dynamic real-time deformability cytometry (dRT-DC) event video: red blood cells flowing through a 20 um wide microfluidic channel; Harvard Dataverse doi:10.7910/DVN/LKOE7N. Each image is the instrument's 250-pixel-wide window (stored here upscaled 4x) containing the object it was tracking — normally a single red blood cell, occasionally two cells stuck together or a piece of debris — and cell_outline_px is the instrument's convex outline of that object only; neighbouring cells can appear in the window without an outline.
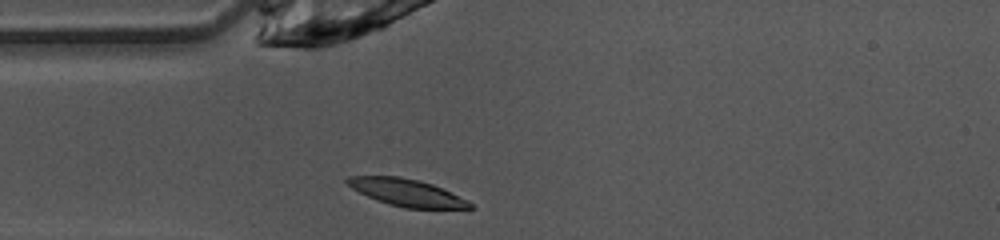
{"species": "common noctule bat (a hibernating species)", "species_latin": "Nyctalus noctula", "temperature_condition": "warm", "stored_images_in_passage": 37, "camera_frame_rate_fps": 3000, "um_per_image_px": 0.085, "animal": {"sex": "female", "body_mass_g": 10.0, "forearm_length_mm": 53.1}, "frame": {"image": 1, "passage_image": 1, "time_ms": 0.0, "image_size_px": [1000, 240], "cell_outline_px": [[476, 208], [404, 208], [388, 204], [368, 196], [352, 188], [344, 180], [348, 176], [400, 176], [432, 184], [468, 200]], "centroid_in_image_um": [34.57, 16.36], "position_along_channel_um": 50.4, "area_um2": 19.13}}
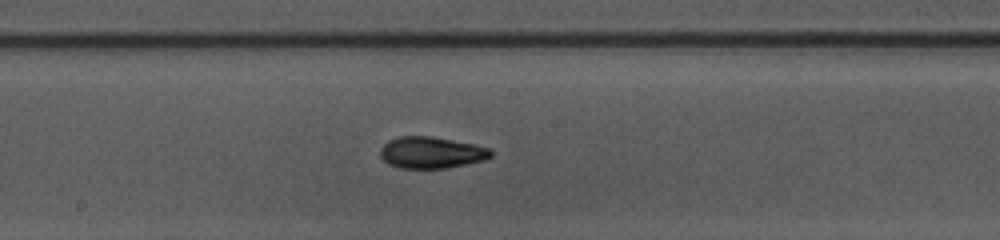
{"frame": {"image": 2, "passage_image": 13, "time_ms": 4.0, "image_size_px": [1000, 240], "cell_outline_px": [[492, 156], [484, 160], [448, 168], [396, 168], [388, 164], [380, 156], [380, 148], [388, 140], [400, 136], [432, 136], [476, 144], [492, 148]], "centroid_in_image_um": [36.67, 12.96], "position_along_channel_um": 211.5, "area_um2": 20.63}}
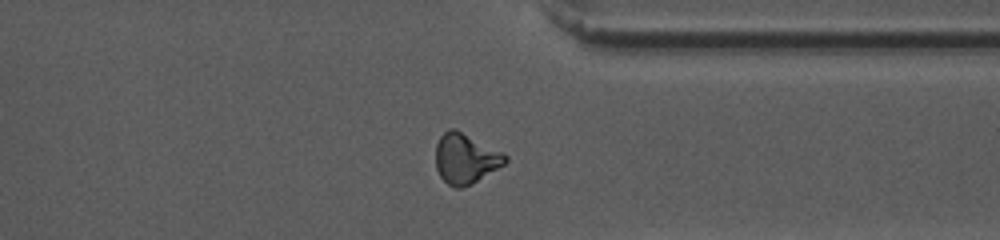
{"frame": {"image": 3, "passage_image": 25, "time_ms": 8.0, "image_size_px": [1000, 240], "cell_outline_px": [[508, 160], [504, 164], [476, 180], [460, 188], [456, 188], [448, 184], [440, 176], [436, 168], [436, 144], [440, 136], [448, 128], [456, 128], [504, 152], [508, 156]], "centroid_in_image_um": [39.56, 13.43], "position_along_channel_um": 371.8, "area_um2": 20.23}, "authors_computed_cell_mechanics": {"area_um2": 19.8254, "velocity_mm_per_s": 4.1064, "shape_relaxation_time_tau1_ms": 2.9673, "shape_relaxation_time_tau2_ms": 3.8382, "deformation_change_tau1": 0.1592, "deformation_change_tau2": 0.0793}}